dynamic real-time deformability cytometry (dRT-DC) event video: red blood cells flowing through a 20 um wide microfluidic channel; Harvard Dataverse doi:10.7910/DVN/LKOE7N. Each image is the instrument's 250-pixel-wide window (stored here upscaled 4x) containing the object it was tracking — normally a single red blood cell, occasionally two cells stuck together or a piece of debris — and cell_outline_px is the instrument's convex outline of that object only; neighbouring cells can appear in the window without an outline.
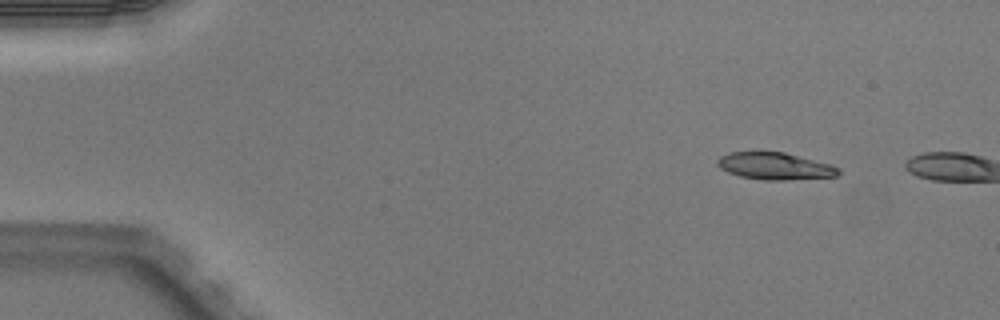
{"species": "Egyptian fruit bat (a non-hibernating species)", "species_latin": "Rousettus aegyptiacus", "temperature_condition": "warm", "stored_images_in_passage": 2, "camera_frame_rate_fps": 3000, "um_per_image_px": 0.085, "animal": {"sex": "male"}, "frame": {"image": 1, "passage_image": 1, "time_ms": 0.0, "image_size_px": [1000, 320], "cell_outline_px": [[840, 176], [784, 180], [764, 180], [740, 176], [728, 172], [720, 168], [716, 164], [716, 160], [720, 156], [728, 152], [784, 152], [828, 164], [840, 168]], "centroid_in_image_um": [65.84, 14.12], "position_along_channel_um": 19.2, "area_um2": 19.02}}